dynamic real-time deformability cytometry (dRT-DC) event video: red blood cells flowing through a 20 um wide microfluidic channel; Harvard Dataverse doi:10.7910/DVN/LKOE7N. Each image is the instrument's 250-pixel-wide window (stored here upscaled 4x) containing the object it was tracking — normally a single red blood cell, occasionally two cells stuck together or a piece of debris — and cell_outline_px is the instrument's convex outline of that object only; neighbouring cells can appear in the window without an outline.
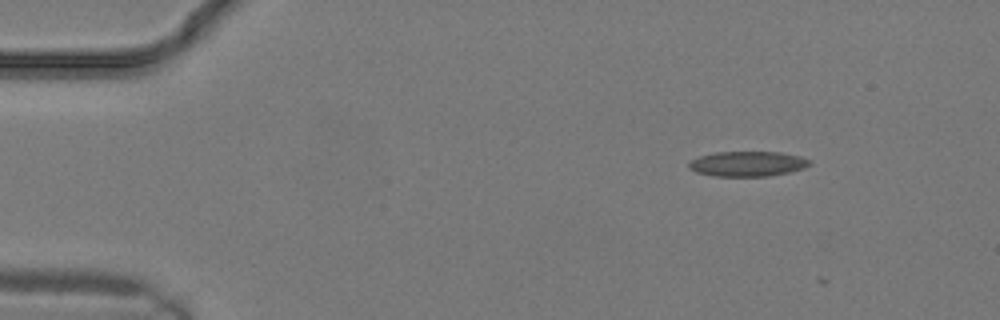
{"species": "common noctule bat (a hibernating species)", "species_latin": "Nyctalus noctula", "temperature_condition": "warm", "stored_images_in_passage": 5, "camera_frame_rate_fps": 3000, "um_per_image_px": 0.085, "animal": {"sex": "male", "body_mass_g": 19.2, "forearm_length_mm": 51.8}, "frame": {"image": 1, "passage_image": 2, "time_ms": 0.333, "image_size_px": [1000, 320], "cell_outline_px": [[812, 164], [804, 168], [788, 172], [768, 176], [712, 176], [696, 172], [688, 168], [688, 164], [692, 160], [700, 156], [716, 152], [780, 152], [800, 156], [812, 160]], "centroid_in_image_um": [63.56, 13.92], "position_along_channel_um": 21.4, "area_um2": 17.69}}